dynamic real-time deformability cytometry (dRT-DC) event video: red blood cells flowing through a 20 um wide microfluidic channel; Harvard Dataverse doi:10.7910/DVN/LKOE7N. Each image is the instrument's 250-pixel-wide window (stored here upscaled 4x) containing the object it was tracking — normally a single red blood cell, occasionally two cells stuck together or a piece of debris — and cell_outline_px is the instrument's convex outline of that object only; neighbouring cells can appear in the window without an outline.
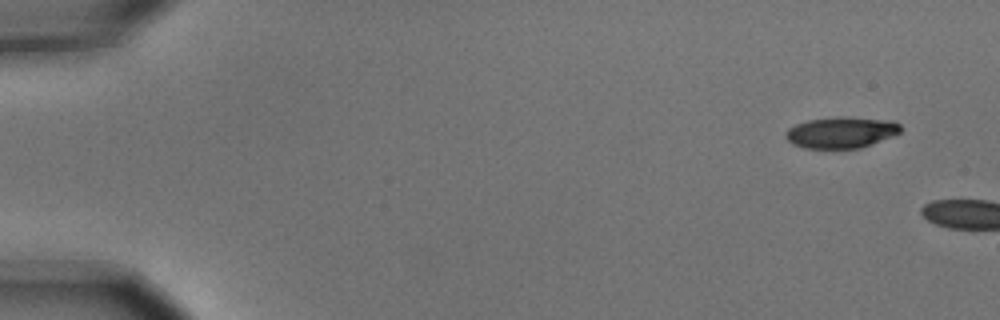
{"species": "common noctule bat (a hibernating species)", "species_latin": "Nyctalus noctula", "temperature_condition": "cold", "stored_images_in_passage": 2, "camera_frame_rate_fps": 3000, "um_per_image_px": 0.085, "animal": {"sex": "male", "body_mass_g": 15.6}, "frame": {"image": 1, "passage_image": 1, "time_ms": 0.0, "image_size_px": [1000, 320], "cell_outline_px": [[900, 132], [892, 136], [860, 148], [804, 148], [792, 144], [784, 136], [784, 132], [788, 128], [796, 124], [808, 120], [836, 116], [844, 116], [892, 120], [900, 124]], "centroid_in_image_um": [71.47, 11.24], "position_along_channel_um": 13.5, "area_um2": 21.04}}